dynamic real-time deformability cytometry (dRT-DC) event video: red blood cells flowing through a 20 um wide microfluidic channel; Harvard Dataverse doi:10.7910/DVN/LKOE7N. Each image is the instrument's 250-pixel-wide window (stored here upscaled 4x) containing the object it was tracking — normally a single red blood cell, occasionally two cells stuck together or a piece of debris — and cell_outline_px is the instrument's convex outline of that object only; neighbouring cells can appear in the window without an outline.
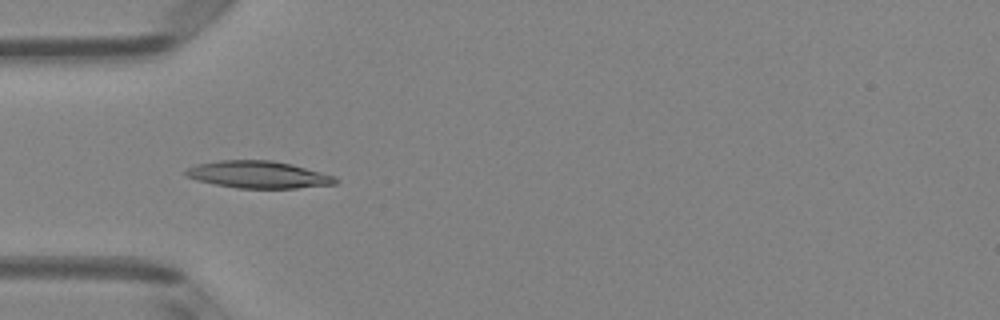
{"species": "Egyptian fruit bat (a non-hibernating species)", "species_latin": "Rousettus aegyptiacus", "temperature_condition": "room temperature", "stored_images_in_passage": 50, "camera_frame_rate_fps": 3000, "um_per_image_px": 0.085, "animal": {"sex": "female"}, "frame": {"image": 1, "passage_image": 15, "time_ms": 4.667, "image_size_px": [1000, 320], "cell_outline_px": [[340, 180], [336, 184], [296, 188], [236, 188], [196, 180], [188, 176], [184, 172], [188, 168], [196, 164], [220, 160], [272, 160], [292, 164], [336, 176]], "centroid_in_image_um": [22.0, 14.84], "position_along_channel_um": 63.0, "area_um2": 23.7}}
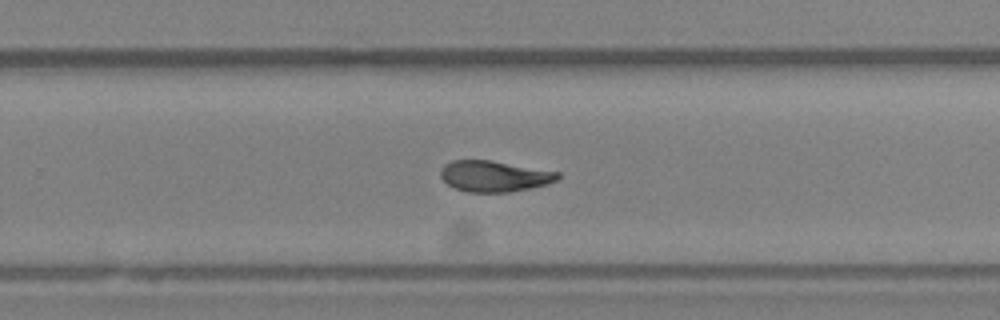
{"frame": {"image": 2, "passage_image": 32, "time_ms": 10.333, "image_size_px": [1000, 320], "cell_outline_px": [[560, 176], [556, 180], [548, 184], [532, 188], [508, 192], [468, 192], [452, 188], [440, 176], [440, 172], [444, 164], [452, 160], [492, 160], [560, 172]], "centroid_in_image_um": [42.01, 14.97], "position_along_channel_um": 287.8, "area_um2": 21.33}}
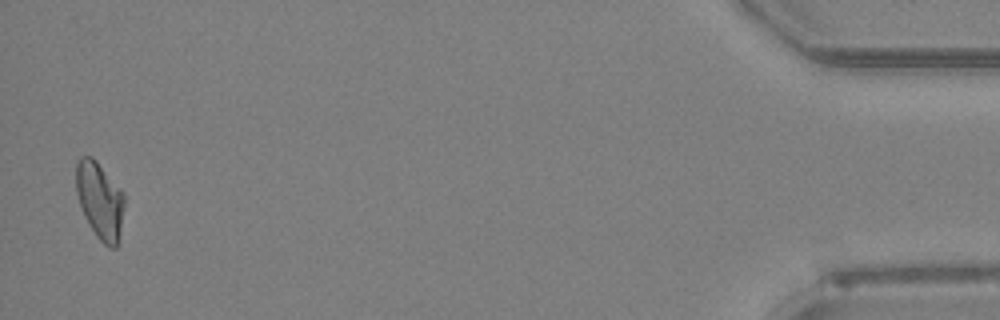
{"frame": {"image": 3, "passage_image": 49, "time_ms": 16.0, "image_size_px": [1000, 320], "cell_outline_px": [[124, 204], [120, 240], [116, 248], [108, 248], [96, 236], [88, 224], [84, 216], [76, 192], [76, 164], [80, 156], [92, 156], [96, 160], [124, 192]], "centroid_in_image_um": [8.5, 17.06], "position_along_channel_um": 426.7, "area_um2": 21.91}, "authors_computed_cell_mechanics": {"area_um2": 21.8773, "velocity_mm_per_s": 4.0006, "shape_relaxation_time_tau1_ms": null, "shape_relaxation_time_tau2_ms": 6.9323, "deformation_change_tau1": null, "deformation_change_tau2": 0.1393}}